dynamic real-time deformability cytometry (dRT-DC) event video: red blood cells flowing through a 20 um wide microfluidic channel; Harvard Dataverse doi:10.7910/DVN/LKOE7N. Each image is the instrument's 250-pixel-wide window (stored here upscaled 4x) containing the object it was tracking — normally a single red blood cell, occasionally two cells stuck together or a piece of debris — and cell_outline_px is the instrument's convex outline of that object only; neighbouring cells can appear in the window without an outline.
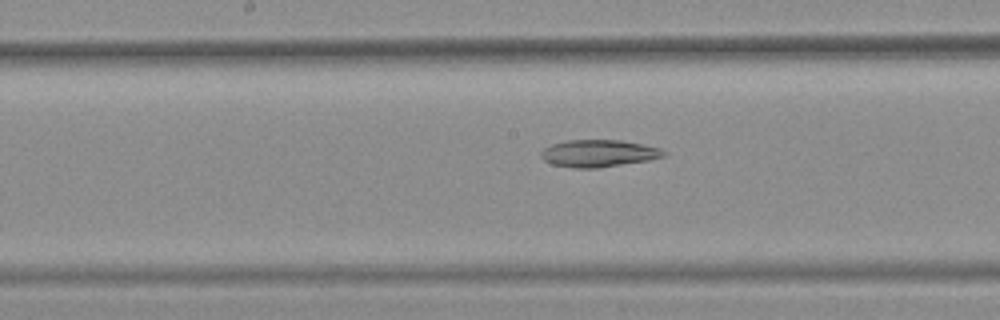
{"species": "common noctule bat (a hibernating species)", "species_latin": "Nyctalus noctula", "temperature_condition": "warm", "stored_images_in_passage": 33, "camera_frame_rate_fps": 3000, "um_per_image_px": 0.085, "animal": {"sex": "female", "body_mass_g": 25.1}, "frame": {"image": 1, "passage_image": 12, "time_ms": 3.667, "image_size_px": [1000, 320], "cell_outline_px": [[668, 152], [664, 156], [648, 160], [600, 168], [572, 168], [552, 164], [544, 160], [540, 156], [540, 152], [544, 148], [552, 144], [568, 140], [620, 140], [660, 148]], "centroid_in_image_um": [50.86, 13.04], "position_along_channel_um": 197.3, "area_um2": 19.42}}
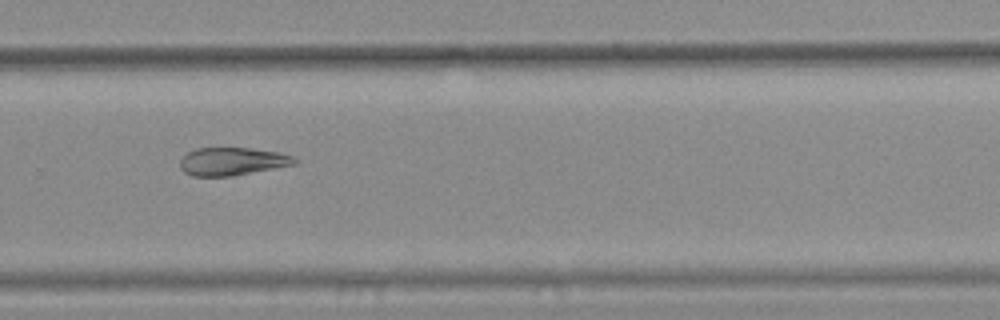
{"frame": {"image": 2, "passage_image": 21, "time_ms": 6.667, "image_size_px": [1000, 320], "cell_outline_px": [[300, 160], [296, 164], [232, 176], [192, 176], [184, 172], [180, 168], [180, 160], [188, 152], [196, 148], [248, 148], [276, 152], [292, 156]], "centroid_in_image_um": [19.73, 13.72], "position_along_channel_um": 310.1, "area_um2": 18.55}}
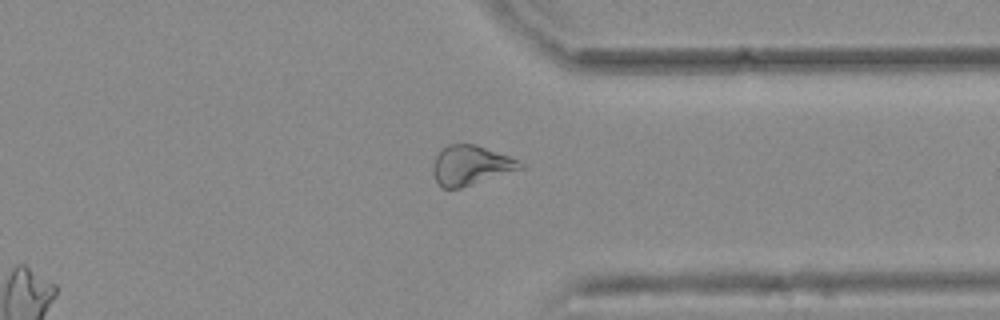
{"frame": {"image": 3, "passage_image": 26, "time_ms": 8.333, "image_size_px": [1000, 320], "cell_outline_px": [[524, 168], [460, 188], [440, 188], [432, 172], [432, 164], [436, 156], [448, 144], [476, 144], [520, 160], [524, 164]], "centroid_in_image_um": [40.01, 14.05], "position_along_channel_um": 371.4, "area_um2": 20.11}}